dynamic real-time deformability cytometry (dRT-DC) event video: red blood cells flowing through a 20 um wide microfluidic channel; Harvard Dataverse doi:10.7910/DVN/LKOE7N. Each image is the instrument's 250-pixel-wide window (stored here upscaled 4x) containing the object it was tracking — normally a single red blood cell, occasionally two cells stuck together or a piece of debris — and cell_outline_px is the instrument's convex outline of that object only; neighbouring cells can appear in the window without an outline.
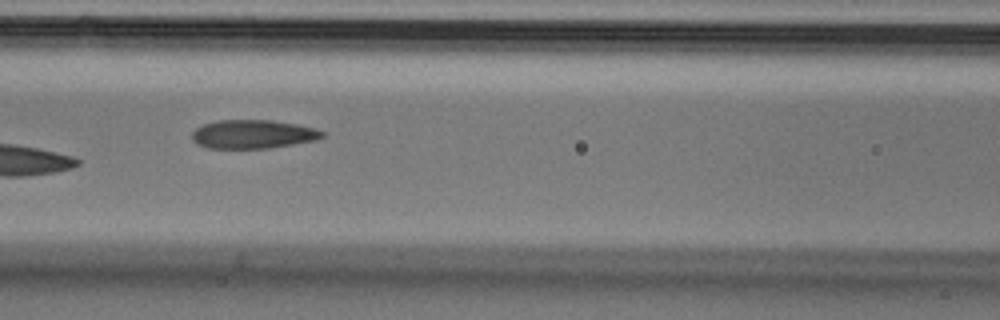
{"species": "Egyptian fruit bat (a non-hibernating species)", "species_latin": "Rousettus aegyptiacus", "temperature_condition": "cold", "stored_images_in_passage": 8, "camera_frame_rate_fps": 3000, "um_per_image_px": 0.085, "animal": {"sex": "male"}, "frame": {"image": 1, "passage_image": 7, "time_ms": 2.0, "image_size_px": [1000, 320], "cell_outline_px": [[324, 136], [316, 140], [268, 148], [208, 148], [196, 144], [192, 140], [192, 132], [196, 128], [204, 124], [216, 120], [272, 120], [296, 124], [312, 128], [324, 132]], "centroid_in_image_um": [21.46, 11.4], "position_along_channel_um": 145.1, "area_um2": 21.68}}
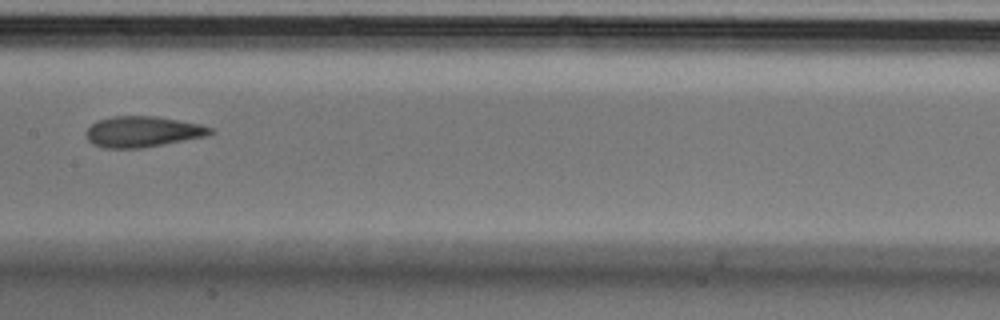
{"frame": {"image": 2, "passage_image": 8, "time_ms": 2.333, "image_size_px": [1000, 320], "cell_outline_px": [[216, 132], [208, 136], [144, 148], [104, 148], [92, 144], [88, 140], [84, 132], [96, 120], [112, 116], [156, 116], [200, 124], [212, 128]], "centroid_in_image_um": [12.13, 11.2], "position_along_channel_um": 195.3, "area_um2": 22.6}}